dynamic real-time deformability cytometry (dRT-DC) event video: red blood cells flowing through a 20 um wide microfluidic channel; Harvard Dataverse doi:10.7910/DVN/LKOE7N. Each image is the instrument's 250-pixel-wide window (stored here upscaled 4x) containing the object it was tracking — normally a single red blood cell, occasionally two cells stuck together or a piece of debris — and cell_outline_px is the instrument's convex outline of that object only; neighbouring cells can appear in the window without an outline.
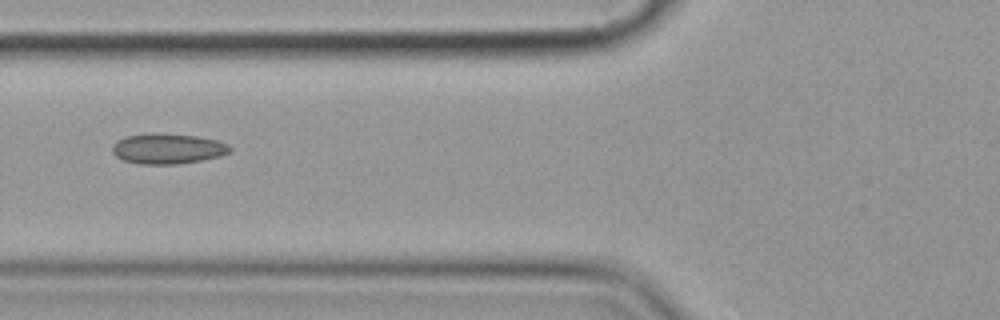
{"species": "common noctule bat (a hibernating species)", "species_latin": "Nyctalus noctula", "temperature_condition": "cold", "stored_images_in_passage": 8, "camera_frame_rate_fps": 3000, "um_per_image_px": 0.085, "animal": {"sex": "female", "body_mass_g": 19.9}, "frame": {"image": 1, "passage_image": 4, "time_ms": 4.333, "image_size_px": [1000, 320], "cell_outline_px": [[232, 152], [220, 156], [200, 160], [176, 164], [140, 164], [124, 160], [116, 156], [112, 152], [112, 144], [116, 140], [124, 136], [148, 132], [160, 132], [196, 136], [216, 140], [228, 144], [232, 148]], "centroid_in_image_um": [14.23, 12.61], "position_along_channel_um": 111.6, "area_um2": 21.15}}
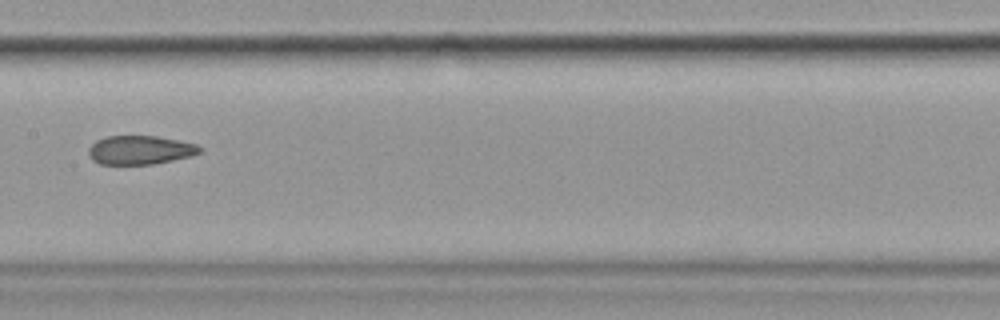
{"frame": {"image": 2, "passage_image": 6, "time_ms": 6.667, "image_size_px": [1000, 320], "cell_outline_px": [[204, 148], [200, 152], [192, 156], [152, 164], [100, 164], [92, 160], [88, 156], [88, 148], [96, 140], [108, 136], [156, 136], [180, 140], [196, 144]], "centroid_in_image_um": [11.91, 12.75], "position_along_channel_um": 195.5, "area_um2": 18.79}}
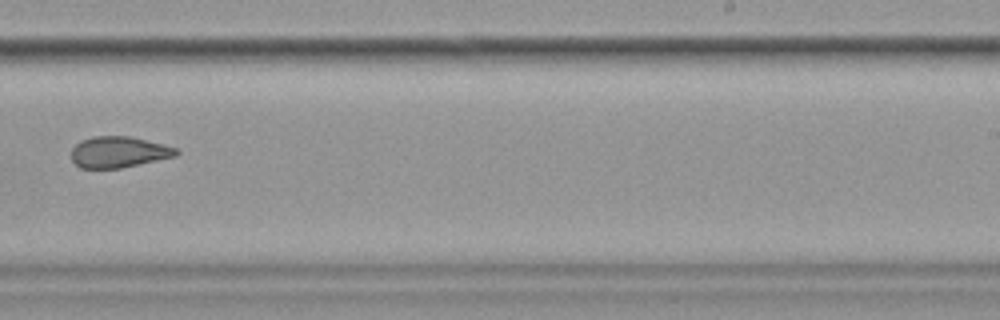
{"frame": {"image": 3, "passage_image": 8, "time_ms": 9.0, "image_size_px": [1000, 320], "cell_outline_px": [[180, 152], [176, 156], [120, 168], [80, 168], [72, 160], [72, 148], [80, 140], [92, 136], [128, 136], [164, 144], [176, 148]], "centroid_in_image_um": [10.08, 12.92], "position_along_channel_um": 278.9, "area_um2": 18.96}}